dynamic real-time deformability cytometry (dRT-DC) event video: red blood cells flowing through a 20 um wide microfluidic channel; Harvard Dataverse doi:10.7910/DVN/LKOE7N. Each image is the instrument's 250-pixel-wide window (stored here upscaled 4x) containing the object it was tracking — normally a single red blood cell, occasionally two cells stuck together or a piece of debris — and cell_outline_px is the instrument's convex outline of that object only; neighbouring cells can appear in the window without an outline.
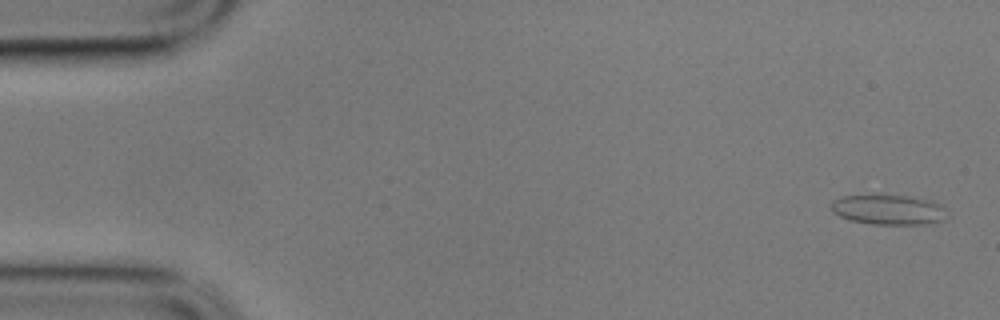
{"species": "common noctule bat (a hibernating species)", "species_latin": "Nyctalus noctula", "temperature_condition": "cold", "stored_images_in_passage": 57, "camera_frame_rate_fps": 3000, "um_per_image_px": 0.085, "animal": {"sex": "male", "body_mass_g": 17.9}, "frame": {"image": 1, "passage_image": 2, "time_ms": 0.333, "image_size_px": [1000, 320], "cell_outline_px": [[948, 216], [944, 220], [932, 224], [872, 224], [848, 220], [832, 212], [832, 200], [844, 196], [880, 192], [908, 196], [932, 200], [944, 204]], "centroid_in_image_um": [75.56, 17.78], "position_along_channel_um": 9.4, "area_um2": 21.33}}
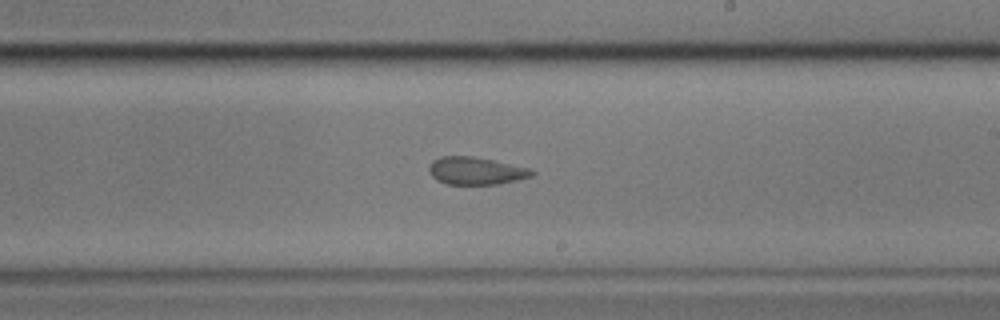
{"frame": {"image": 2, "passage_image": 33, "time_ms": 10.667, "image_size_px": [1000, 320], "cell_outline_px": [[536, 172], [532, 176], [516, 180], [496, 184], [448, 184], [436, 180], [428, 172], [428, 168], [432, 160], [440, 156], [472, 156], [532, 168]], "centroid_in_image_um": [40.44, 14.51], "position_along_channel_um": 248.6, "area_um2": 16.59}}
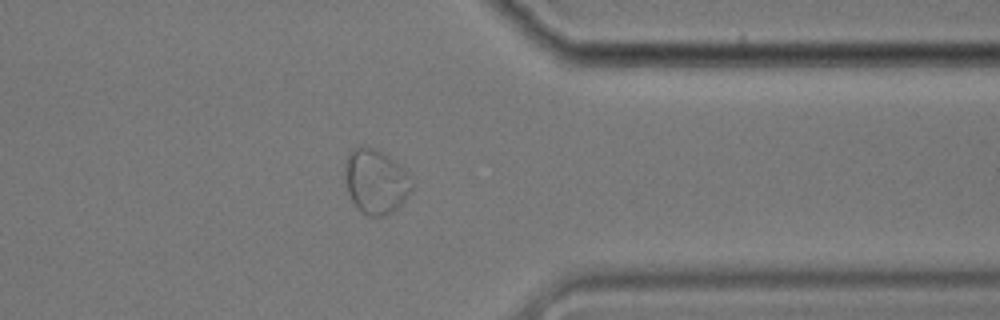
{"frame": {"image": 3, "passage_image": 45, "time_ms": 14.667, "image_size_px": [1000, 320], "cell_outline_px": [[416, 184], [408, 196], [392, 212], [384, 216], [368, 216], [352, 200], [348, 192], [344, 176], [344, 164], [348, 152], [352, 148], [364, 144], [376, 148], [388, 156], [404, 168], [408, 172]], "centroid_in_image_um": [31.95, 15.37], "position_along_channel_um": 379.4, "area_um2": 25.61}}